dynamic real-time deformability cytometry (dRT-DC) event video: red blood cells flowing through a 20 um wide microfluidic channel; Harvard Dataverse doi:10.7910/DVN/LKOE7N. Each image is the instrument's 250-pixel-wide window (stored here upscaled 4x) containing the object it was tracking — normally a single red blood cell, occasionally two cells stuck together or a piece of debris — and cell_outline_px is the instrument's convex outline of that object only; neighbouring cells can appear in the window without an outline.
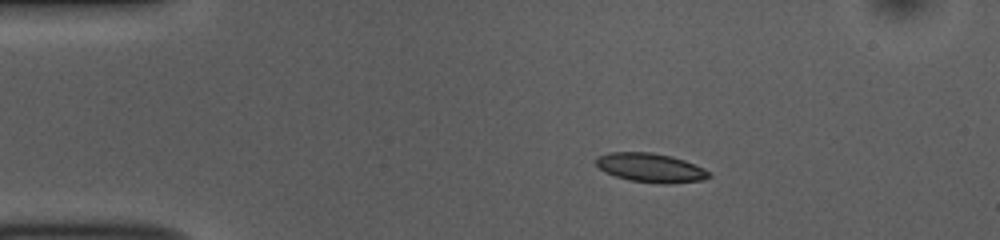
{"species": "common noctule bat (a hibernating species)", "species_latin": "Nyctalus noctula", "temperature_condition": "room temperature", "stored_images_in_passage": 44, "camera_frame_rate_fps": 3000, "um_per_image_px": 0.085, "animal": {"sex": "female", "body_mass_g": 10.0, "forearm_length_mm": 53.1}, "frame": {"image": 1, "passage_image": 1, "time_ms": 0.0, "image_size_px": [1000, 240], "cell_outline_px": [[712, 176], [704, 180], [668, 184], [664, 184], [628, 180], [604, 172], [596, 164], [596, 156], [608, 152], [652, 152], [672, 156], [684, 160], [704, 168], [712, 172]], "centroid_in_image_um": [55.33, 14.26], "position_along_channel_um": 29.7, "area_um2": 19.36}}
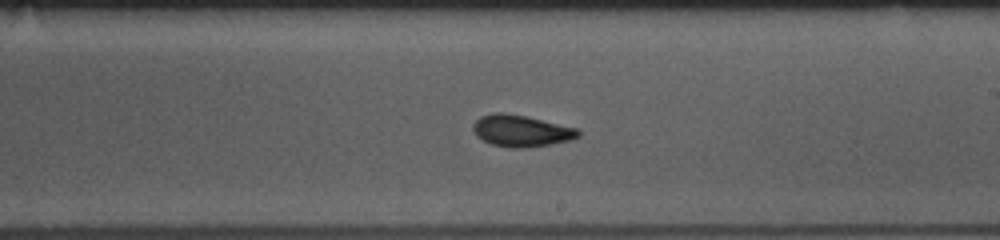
{"frame": {"image": 2, "passage_image": 22, "time_ms": 7.0, "image_size_px": [1000, 240], "cell_outline_px": [[580, 136], [572, 140], [552, 144], [524, 148], [508, 148], [492, 144], [476, 136], [472, 128], [472, 124], [480, 116], [492, 112], [504, 112], [524, 116], [580, 128]], "centroid_in_image_um": [44.31, 11.12], "position_along_channel_um": 244.7, "area_um2": 19.65}}
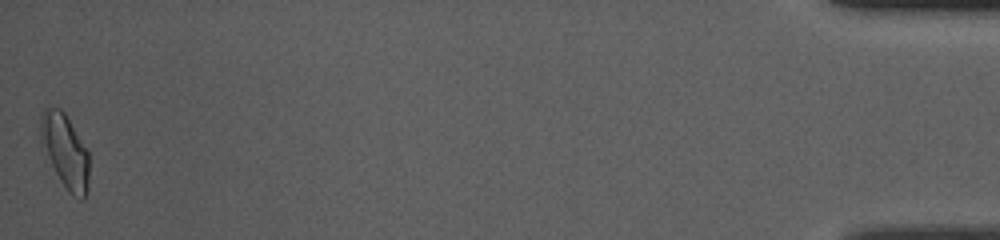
{"frame": {"image": 3, "passage_image": 44, "time_ms": 14.333, "image_size_px": [1000, 240], "cell_outline_px": [[88, 188], [84, 200], [80, 200], [72, 196], [68, 192], [60, 180], [40, 140], [40, 116], [44, 108], [48, 104], [60, 108], [64, 112], [88, 152]], "centroid_in_image_um": [5.52, 12.82], "position_along_channel_um": 429.7, "area_um2": 20.75}, "authors_computed_cell_mechanics": {"area_um2": 18.9006, "velocity_mm_per_s": 3.7985, "shape_relaxation_time_tau1_ms": 4.9824, "shape_relaxation_time_tau2_ms": 2.1005, "deformation_change_tau1": 0.1359, "deformation_change_tau2": 0.0733}}